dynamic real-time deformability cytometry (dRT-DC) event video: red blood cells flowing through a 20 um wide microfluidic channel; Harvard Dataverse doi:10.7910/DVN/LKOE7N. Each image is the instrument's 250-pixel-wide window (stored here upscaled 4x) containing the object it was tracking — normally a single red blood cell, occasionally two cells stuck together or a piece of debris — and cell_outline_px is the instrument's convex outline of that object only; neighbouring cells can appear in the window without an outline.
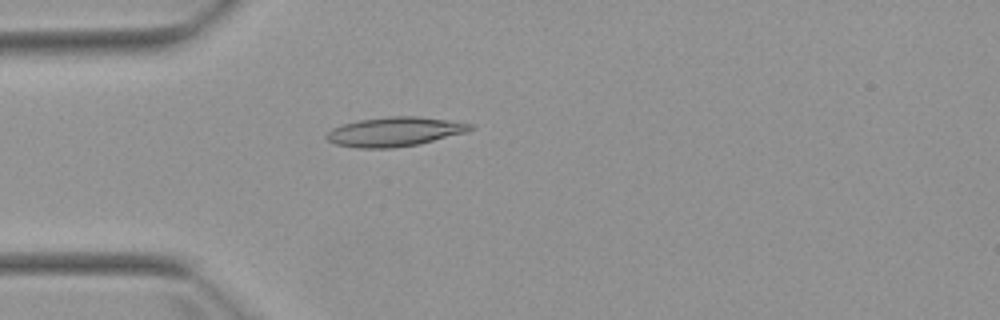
{"species": "Egyptian fruit bat (a non-hibernating species)", "species_latin": "Rousettus aegyptiacus", "temperature_condition": "warm", "stored_images_in_passage": 2, "camera_frame_rate_fps": 3000, "um_per_image_px": 0.085, "animal": {"sex": "female"}, "frame": {"image": 1, "passage_image": 2, "time_ms": 1.0, "image_size_px": [1000, 320], "cell_outline_px": [[476, 128], [468, 132], [420, 144], [392, 148], [356, 148], [336, 144], [328, 140], [324, 136], [332, 128], [344, 124], [360, 120], [388, 116], [420, 116], [476, 124]], "centroid_in_image_um": [33.61, 11.19], "position_along_channel_um": 51.4, "area_um2": 24.8}}